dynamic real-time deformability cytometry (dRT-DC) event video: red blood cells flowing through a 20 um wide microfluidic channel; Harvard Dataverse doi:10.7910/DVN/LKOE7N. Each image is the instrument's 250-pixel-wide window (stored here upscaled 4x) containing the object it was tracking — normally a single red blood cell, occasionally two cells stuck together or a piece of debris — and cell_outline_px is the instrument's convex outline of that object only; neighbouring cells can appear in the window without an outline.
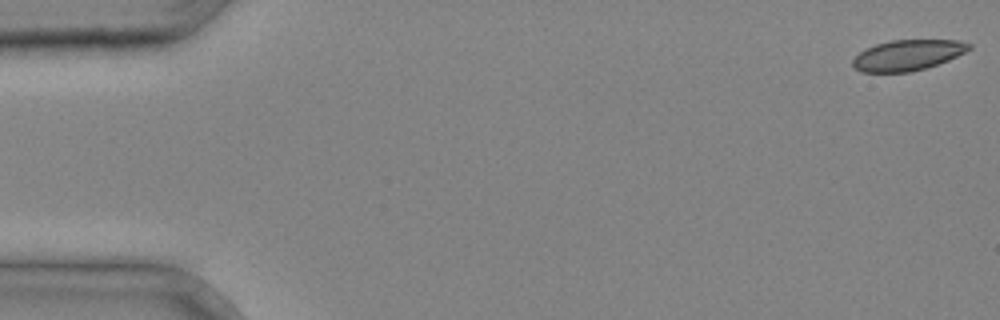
{"species": "common noctule bat (a hibernating species)", "species_latin": "Nyctalus noctula", "temperature_condition": "cold", "stored_images_in_passage": 10, "camera_frame_rate_fps": 3000, "um_per_image_px": 0.085, "animal": {"sex": "male", "body_mass_g": 20.4}, "frame": {"image": 1, "passage_image": 1, "time_ms": 0.0, "image_size_px": [1000, 320], "cell_outline_px": [[972, 48], [948, 60], [912, 72], [860, 72], [852, 68], [852, 60], [864, 48], [876, 44], [892, 40], [956, 40], [972, 44]], "centroid_in_image_um": [77.1, 4.69], "position_along_channel_um": 7.9, "area_um2": 20.75}}
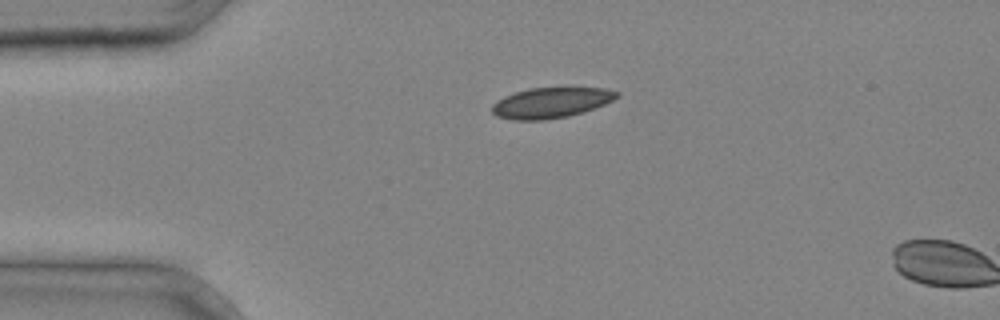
{"frame": {"image": 2, "passage_image": 9, "time_ms": 2.667, "image_size_px": [1000, 320], "cell_outline_px": [[620, 96], [604, 104], [584, 112], [568, 116], [544, 120], [512, 120], [496, 116], [492, 112], [492, 104], [496, 100], [504, 96], [528, 88], [604, 88], [620, 92]], "centroid_in_image_um": [46.81, 8.73], "position_along_channel_um": 38.2, "area_um2": 22.2}}